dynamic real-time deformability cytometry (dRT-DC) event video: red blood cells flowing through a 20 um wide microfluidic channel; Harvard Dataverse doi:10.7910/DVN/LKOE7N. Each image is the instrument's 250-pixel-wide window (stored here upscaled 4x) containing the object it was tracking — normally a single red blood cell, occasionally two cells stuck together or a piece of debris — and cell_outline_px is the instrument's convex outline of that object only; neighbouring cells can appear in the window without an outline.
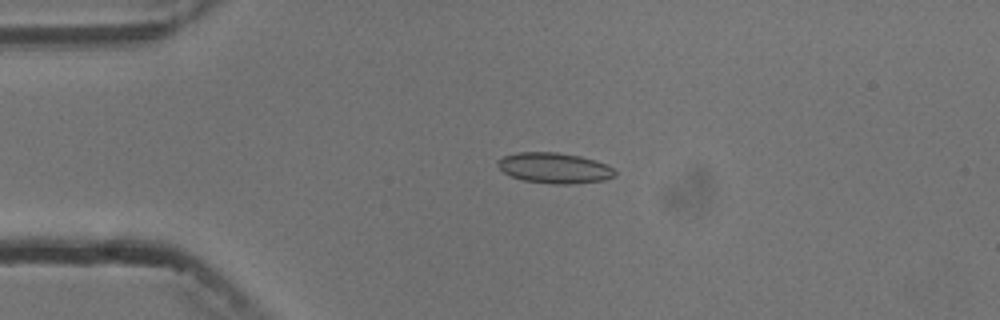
{"species": "common noctule bat (a hibernating species)", "species_latin": "Nyctalus noctula", "temperature_condition": "cold", "stored_images_in_passage": 4, "camera_frame_rate_fps": 3000, "um_per_image_px": 0.085, "animal": {"sex": "male", "body_mass_g": 13.3}, "frame": {"image": 1, "passage_image": 3, "time_ms": 2.0, "image_size_px": [1000, 320], "cell_outline_px": [[616, 176], [604, 180], [572, 184], [552, 184], [524, 180], [512, 176], [504, 172], [496, 164], [496, 160], [504, 156], [516, 152], [556, 152], [580, 156], [596, 160], [612, 168], [616, 172]], "centroid_in_image_um": [47.12, 14.27], "position_along_channel_um": 37.9, "area_um2": 20.87}}